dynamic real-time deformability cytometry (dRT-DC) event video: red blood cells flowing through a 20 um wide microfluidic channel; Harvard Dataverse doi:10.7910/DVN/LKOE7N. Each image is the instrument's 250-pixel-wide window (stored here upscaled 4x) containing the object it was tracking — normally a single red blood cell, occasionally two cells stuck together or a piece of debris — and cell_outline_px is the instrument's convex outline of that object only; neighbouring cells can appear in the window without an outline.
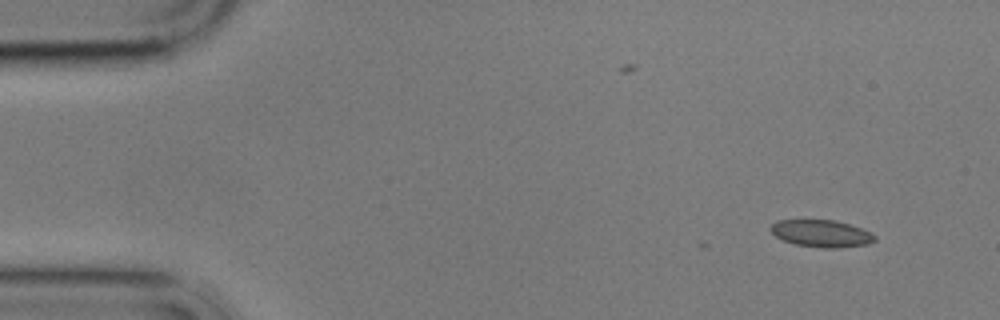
{"species": "common noctule bat (a hibernating species)", "species_latin": "Nyctalus noctula", "temperature_condition": "cold", "stored_images_in_passage": 3, "camera_frame_rate_fps": 3000, "um_per_image_px": 0.085, "animal": {"sex": "male", "body_mass_g": 17.9}, "frame": {"image": 1, "passage_image": 1, "time_ms": 0.0, "image_size_px": [1000, 320], "cell_outline_px": [[876, 240], [868, 244], [840, 248], [824, 248], [796, 244], [784, 240], [776, 236], [768, 228], [776, 220], [836, 220], [872, 232], [876, 236]], "centroid_in_image_um": [69.84, 19.84], "position_along_channel_um": 15.2, "area_um2": 16.47}}